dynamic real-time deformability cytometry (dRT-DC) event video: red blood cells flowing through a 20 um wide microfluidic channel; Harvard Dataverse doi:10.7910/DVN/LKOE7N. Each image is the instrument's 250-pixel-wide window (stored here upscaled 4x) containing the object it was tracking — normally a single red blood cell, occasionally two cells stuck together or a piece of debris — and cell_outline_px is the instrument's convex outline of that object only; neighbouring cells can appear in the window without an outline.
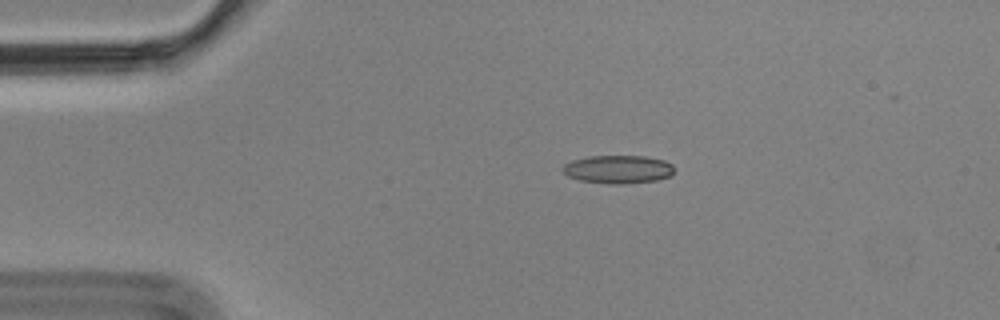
{"species": "Egyptian fruit bat (a non-hibernating species)", "species_latin": "Rousettus aegyptiacus", "temperature_condition": "cold", "stored_images_in_passage": 6, "camera_frame_rate_fps": 3000, "um_per_image_px": 0.085, "animal": {"sex": "male"}, "frame": {"image": 1, "passage_image": 4, "time_ms": 1.0, "image_size_px": [1000, 320], "cell_outline_px": [[672, 176], [656, 180], [624, 184], [608, 184], [580, 180], [568, 176], [560, 168], [564, 164], [572, 160], [588, 156], [644, 156], [664, 160], [672, 164]], "centroid_in_image_um": [52.51, 14.39], "position_along_channel_um": 32.5, "area_um2": 18.38}}
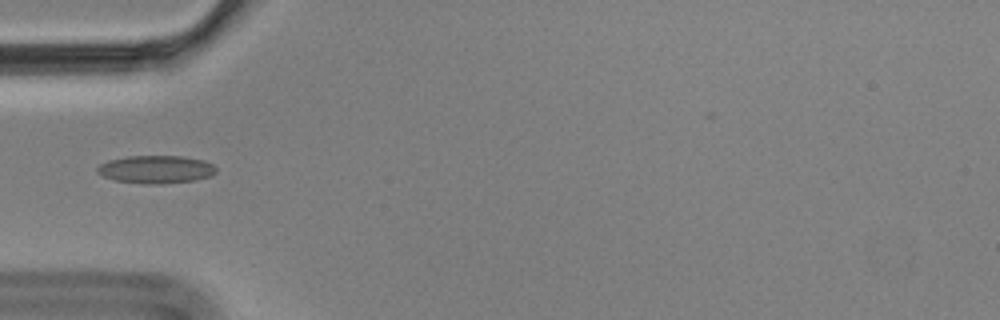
{"frame": {"image": 2, "passage_image": 6, "time_ms": 1.667, "image_size_px": [1000, 320], "cell_outline_px": [[216, 172], [212, 176], [196, 180], [160, 184], [144, 184], [116, 180], [104, 176], [96, 172], [96, 168], [100, 164], [108, 160], [128, 156], [180, 156], [204, 160], [212, 164], [216, 168]], "centroid_in_image_um": [13.27, 14.4], "position_along_channel_um": 71.7, "area_um2": 19.36}}